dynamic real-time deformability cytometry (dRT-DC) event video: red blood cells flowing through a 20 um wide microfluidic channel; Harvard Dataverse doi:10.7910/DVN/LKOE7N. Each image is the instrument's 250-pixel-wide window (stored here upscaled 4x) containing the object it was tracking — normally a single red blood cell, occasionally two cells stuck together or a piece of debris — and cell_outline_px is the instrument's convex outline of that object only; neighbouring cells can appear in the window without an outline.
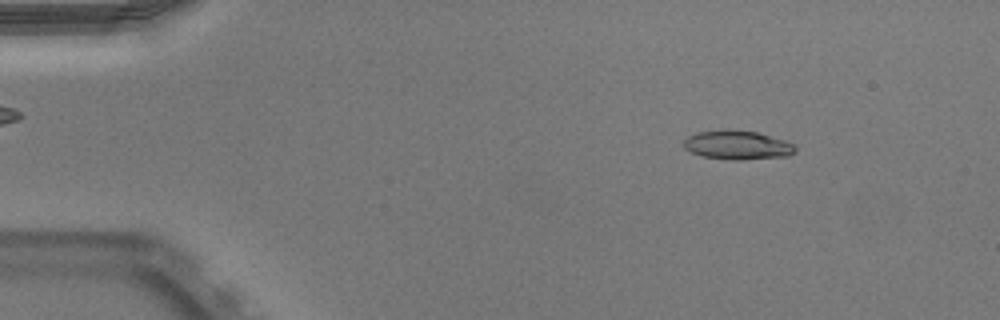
{"species": "Egyptian fruit bat (a non-hibernating species)", "species_latin": "Rousettus aegyptiacus", "temperature_condition": "warm", "stored_images_in_passage": 47, "camera_frame_rate_fps": 3000, "um_per_image_px": 0.085, "animal": {"sex": "male"}, "frame": {"image": 1, "passage_image": 7, "time_ms": 2.0, "image_size_px": [1000, 320], "cell_outline_px": [[796, 152], [788, 156], [740, 160], [732, 160], [700, 156], [684, 148], [684, 140], [688, 136], [696, 132], [728, 128], [756, 132], [784, 140], [796, 144]], "centroid_in_image_um": [62.68, 12.32], "position_along_channel_um": 22.3, "area_um2": 19.13}}
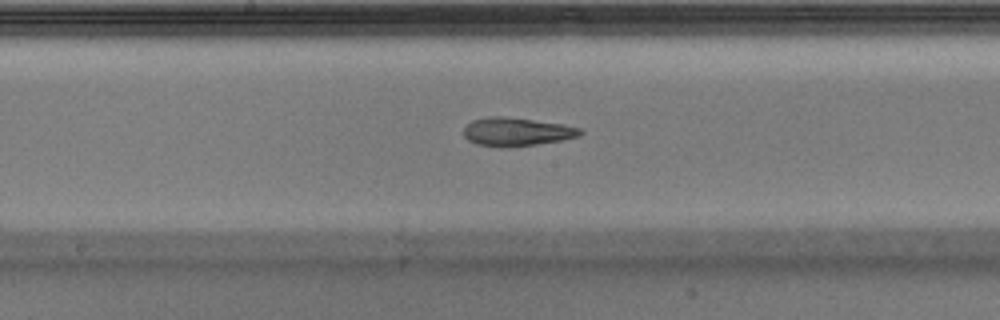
{"frame": {"image": 2, "passage_image": 27, "time_ms": 8.667, "image_size_px": [1000, 320], "cell_outline_px": [[584, 132], [580, 136], [560, 140], [536, 144], [508, 148], [500, 148], [476, 144], [468, 140], [464, 136], [464, 128], [472, 120], [488, 116], [500, 116], [564, 124], [580, 128]], "centroid_in_image_um": [43.9, 11.21], "position_along_channel_um": 204.3, "area_um2": 19.36}}
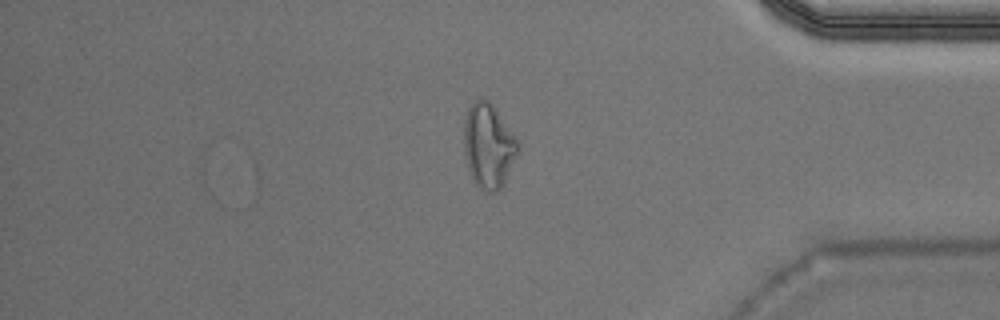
{"frame": {"image": 3, "passage_image": 43, "time_ms": 14.0, "image_size_px": [1000, 320], "cell_outline_px": [[520, 148], [500, 188], [496, 192], [488, 192], [480, 188], [472, 180], [468, 168], [464, 152], [464, 120], [468, 108], [480, 96], [484, 96], [488, 100], [520, 144]], "centroid_in_image_um": [41.49, 12.38], "position_along_channel_um": 393.7, "area_um2": 26.18}, "authors_computed_cell_mechanics": {"area_um2": 19.1318, "velocity_mm_per_s": 3.9824, "shape_relaxation_time_tau1_ms": null, "shape_relaxation_time_tau2_ms": 3.6362, "deformation_change_tau1": null, "deformation_change_tau2": 0.1353}}